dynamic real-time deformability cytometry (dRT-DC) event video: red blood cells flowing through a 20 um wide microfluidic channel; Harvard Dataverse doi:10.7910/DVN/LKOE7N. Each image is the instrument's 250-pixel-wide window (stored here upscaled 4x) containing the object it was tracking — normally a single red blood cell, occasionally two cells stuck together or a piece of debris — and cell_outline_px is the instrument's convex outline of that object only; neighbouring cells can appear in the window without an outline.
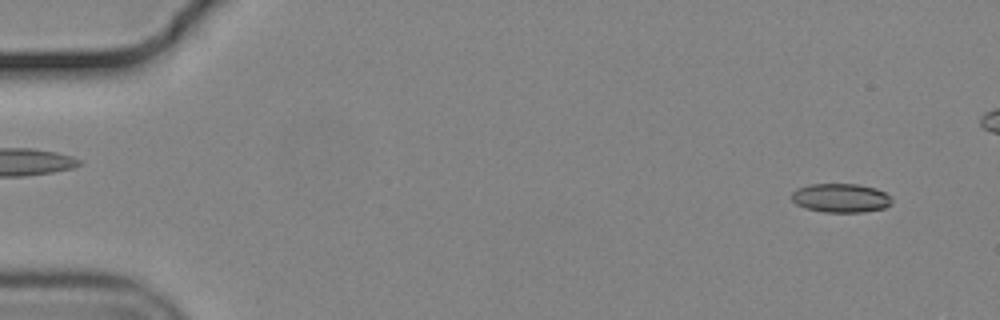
{"species": "common noctule bat (a hibernating species)", "species_latin": "Nyctalus noctula", "temperature_condition": "cold", "stored_images_in_passage": 52, "camera_frame_rate_fps": 3000, "um_per_image_px": 0.085, "animal": {"sex": "male", "body_mass_g": 19.2, "forearm_length_mm": 51.8}, "frame": {"image": 1, "passage_image": 5, "time_ms": 1.333, "image_size_px": [1000, 320], "cell_outline_px": [[892, 204], [884, 208], [864, 212], [824, 212], [804, 208], [796, 204], [792, 200], [792, 192], [796, 188], [808, 184], [856, 184], [876, 188], [884, 192], [892, 200]], "centroid_in_image_um": [71.44, 16.83], "position_along_channel_um": 13.6, "area_um2": 16.99}}
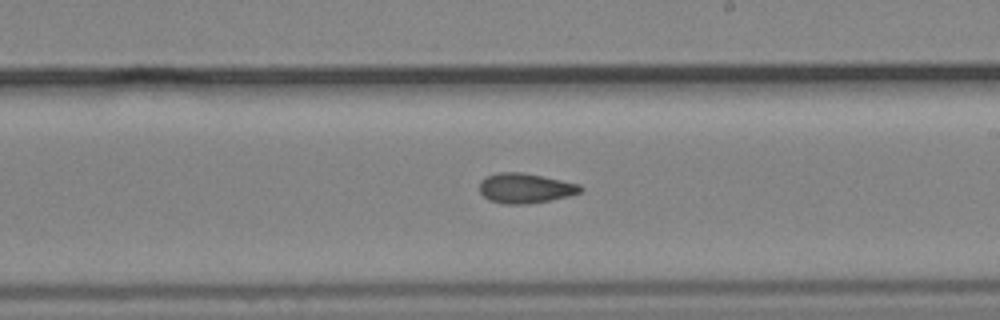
{"frame": {"image": 2, "passage_image": 34, "time_ms": 11.0, "image_size_px": [1000, 320], "cell_outline_px": [[584, 188], [580, 192], [568, 196], [548, 200], [524, 204], [504, 204], [488, 200], [480, 192], [480, 180], [488, 176], [500, 172], [520, 172], [580, 184]], "centroid_in_image_um": [44.63, 16.0], "position_along_channel_um": 244.4, "area_um2": 17.34}}
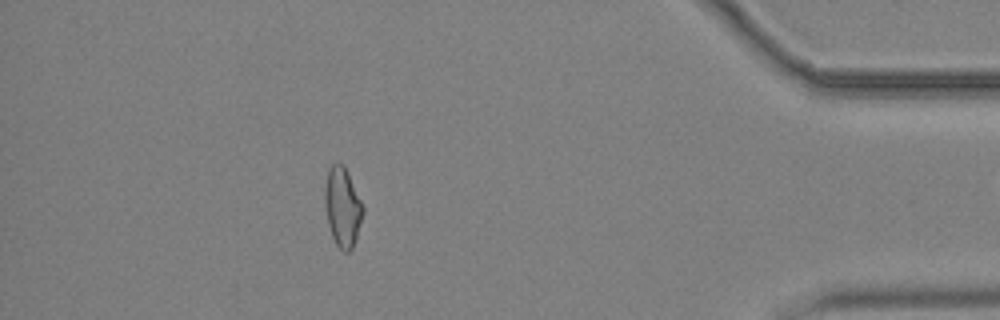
{"frame": {"image": 3, "passage_image": 51, "time_ms": 16.667, "image_size_px": [1000, 320], "cell_outline_px": [[364, 212], [356, 240], [352, 248], [348, 252], [344, 252], [336, 244], [332, 236], [328, 224], [324, 204], [324, 188], [328, 168], [336, 160], [344, 164], [364, 208]], "centroid_in_image_um": [29.1, 17.56], "position_along_channel_um": 406.1, "area_um2": 17.86}}